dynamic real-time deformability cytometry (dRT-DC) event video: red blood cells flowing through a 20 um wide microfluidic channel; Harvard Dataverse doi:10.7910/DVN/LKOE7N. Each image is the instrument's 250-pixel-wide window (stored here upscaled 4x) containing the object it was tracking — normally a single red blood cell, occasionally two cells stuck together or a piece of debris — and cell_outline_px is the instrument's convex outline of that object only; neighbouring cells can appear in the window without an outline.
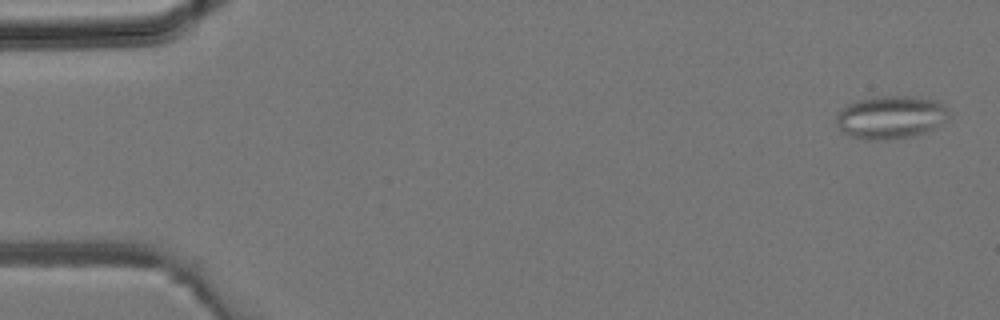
{"species": "common noctule bat (a hibernating species)", "species_latin": "Nyctalus noctula", "temperature_condition": "room temperature", "stored_images_in_passage": 38, "camera_frame_rate_fps": 3000, "um_per_image_px": 0.085, "animal": {"sex": "male", "body_mass_g": 19.2, "forearm_length_mm": 51.8}, "frame": {"image": 1, "passage_image": 2, "time_ms": 0.333, "image_size_px": [1000, 320], "cell_outline_px": [[948, 120], [936, 128], [928, 132], [916, 136], [872, 140], [868, 140], [848, 136], [840, 132], [836, 124], [836, 112], [840, 108], [856, 100], [872, 96], [912, 96], [936, 100], [944, 104], [948, 108]], "centroid_in_image_um": [75.69, 9.96], "position_along_channel_um": 9.3, "area_um2": 28.96}}
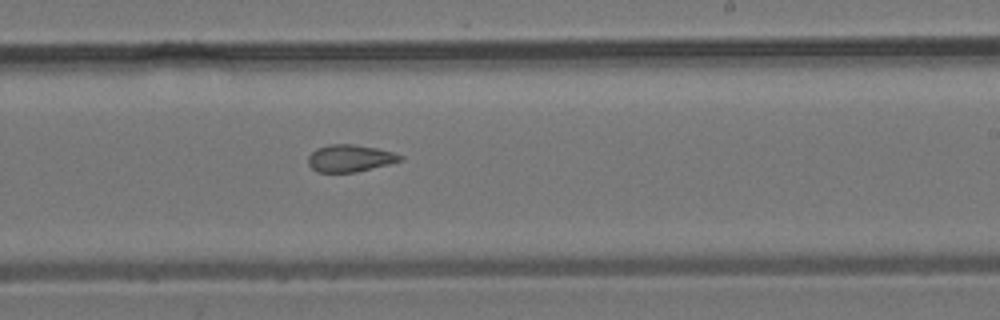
{"frame": {"image": 2, "passage_image": 23, "time_ms": 7.333, "image_size_px": [1000, 320], "cell_outline_px": [[404, 156], [400, 160], [388, 164], [356, 172], [316, 172], [308, 164], [308, 156], [316, 148], [328, 144], [356, 144], [376, 148], [392, 152]], "centroid_in_image_um": [29.7, 13.44], "position_along_channel_um": 259.3, "area_um2": 14.51}}
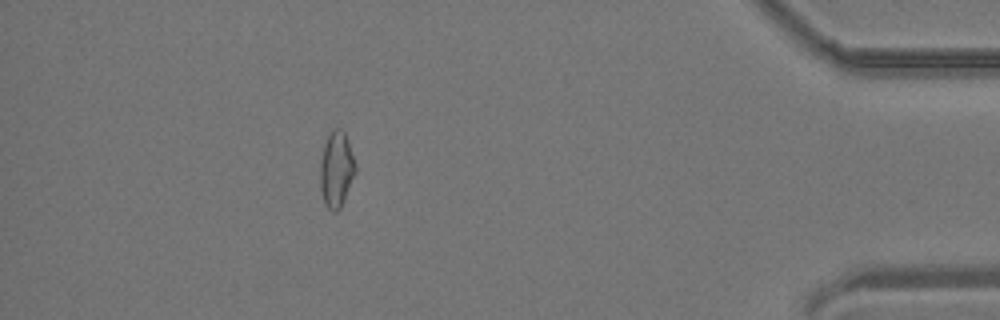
{"frame": {"image": 3, "passage_image": 34, "time_ms": 11.0, "image_size_px": [1000, 320], "cell_outline_px": [[356, 172], [340, 208], [336, 212], [332, 212], [324, 204], [320, 188], [320, 164], [324, 144], [332, 128], [340, 128], [344, 132], [348, 140], [356, 164]], "centroid_in_image_um": [28.59, 14.4], "position_along_channel_um": 406.6, "area_um2": 15.66}}